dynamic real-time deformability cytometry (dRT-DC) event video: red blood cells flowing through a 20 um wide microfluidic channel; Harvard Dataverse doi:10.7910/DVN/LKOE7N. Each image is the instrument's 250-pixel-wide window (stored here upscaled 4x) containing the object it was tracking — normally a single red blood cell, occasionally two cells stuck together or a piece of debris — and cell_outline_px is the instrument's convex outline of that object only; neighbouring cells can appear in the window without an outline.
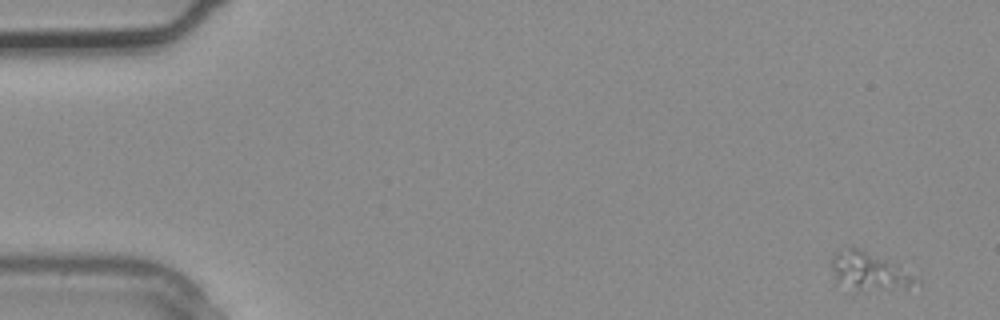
{"species": "common noctule bat (a hibernating species)", "species_latin": "Nyctalus noctula", "temperature_condition": "warm", "stored_images_in_passage": 3, "camera_frame_rate_fps": 3000, "um_per_image_px": 0.085, "animal": {"sex": "male", "body_mass_g": 20.4}, "frame": {"image": 1, "passage_image": 1, "time_ms": 0.0, "image_size_px": [1000, 320], "cell_outline_px": [[920, 288], [856, 288], [836, 284], [832, 268], [832, 256], [836, 252], [848, 248], [860, 248], [900, 264], [920, 276]], "centroid_in_image_um": [74.02, 23.04], "position_along_channel_um": 11.0, "area_um2": 18.96}}
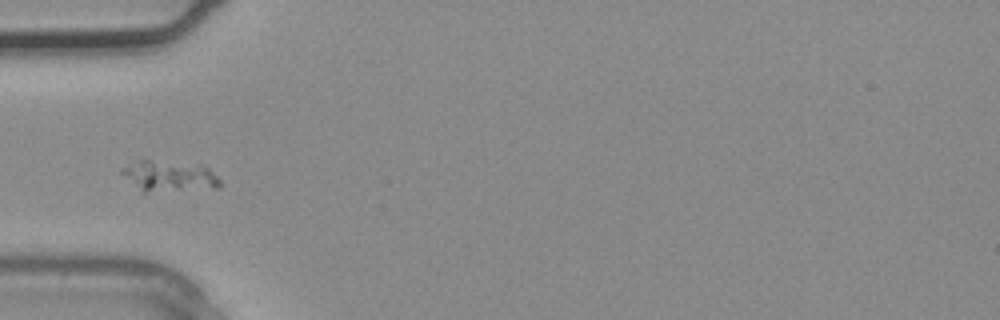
{"frame": {"image": 2, "passage_image": 3, "time_ms": 0.667, "image_size_px": [1000, 320], "cell_outline_px": [[220, 188], [144, 192], [120, 172], [120, 168], [140, 160], [148, 160], [200, 164], [208, 168], [220, 180]], "centroid_in_image_um": [14.42, 14.97], "position_along_channel_um": 70.6, "area_um2": 17.4}}